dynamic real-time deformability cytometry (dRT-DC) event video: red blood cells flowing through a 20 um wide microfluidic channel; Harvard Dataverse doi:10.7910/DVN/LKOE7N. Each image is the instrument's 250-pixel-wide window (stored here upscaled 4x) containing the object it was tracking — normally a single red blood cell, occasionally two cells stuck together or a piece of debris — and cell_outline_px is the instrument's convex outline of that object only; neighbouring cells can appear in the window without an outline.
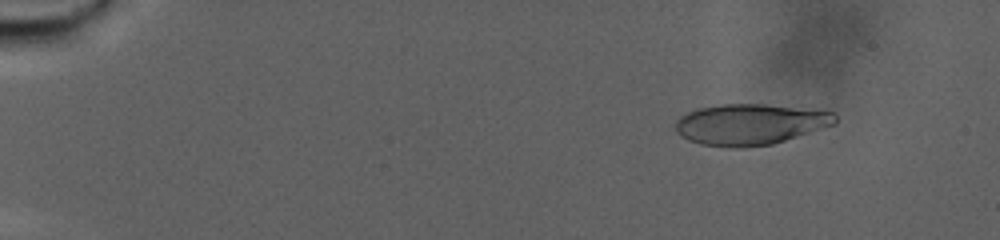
{"species": "human", "species_latin": "Homo sapiens", "temperature_condition": "warm", "stored_images_in_passage": 88, "camera_frame_rate_fps": 3000, "um_per_image_px": 0.085, "donor": {"sex": "male"}, "frame": {"image": 1, "passage_image": 11, "time_ms": 3.333, "image_size_px": [1000, 240], "cell_outline_px": [[836, 124], [772, 144], [740, 148], [732, 148], [700, 144], [688, 140], [680, 136], [676, 132], [676, 120], [680, 116], [696, 108], [720, 104], [764, 104], [836, 112]], "centroid_in_image_um": [63.73, 10.57], "position_along_channel_um": 21.3, "area_um2": 38.21}}
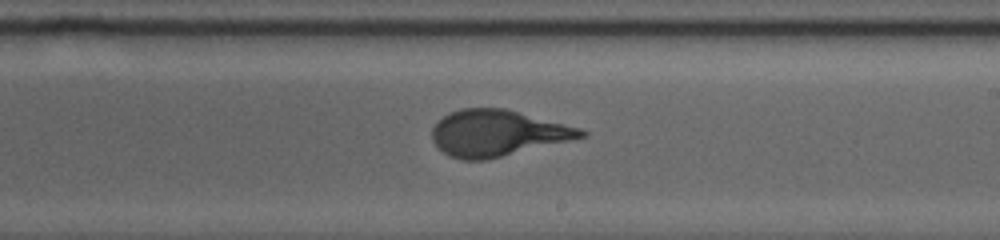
{"frame": {"image": 2, "passage_image": 55, "time_ms": 18.0, "image_size_px": [1000, 240], "cell_outline_px": [[588, 136], [484, 160], [460, 160], [448, 156], [432, 140], [432, 128], [444, 116], [460, 108], [504, 108], [580, 128], [588, 132]], "centroid_in_image_um": [42.27, 11.32], "position_along_channel_um": 246.7, "area_um2": 39.59}}
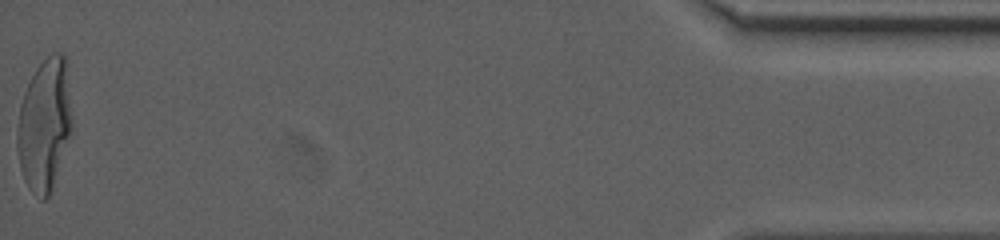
{"frame": {"image": 3, "passage_image": 88, "time_ms": 29.0, "image_size_px": [1000, 240], "cell_outline_px": [[72, 128], [52, 188], [48, 196], [44, 200], [40, 200], [28, 188], [24, 180], [20, 168], [16, 148], [16, 132], [20, 104], [24, 92], [36, 68], [52, 52], [60, 52], [68, 60], [72, 120]], "centroid_in_image_um": [3.78, 10.57], "position_along_channel_um": 431.4, "area_um2": 42.66}, "authors_computed_cell_mechanics": {"area_um2": 39.4485, "velocity_mm_per_s": 2.4433, "shape_relaxation_time_tau1_ms": 8.8974, "shape_relaxation_time_tau2_ms": null, "deformation_change_tau1": 0.2923, "deformation_change_tau2": null}}